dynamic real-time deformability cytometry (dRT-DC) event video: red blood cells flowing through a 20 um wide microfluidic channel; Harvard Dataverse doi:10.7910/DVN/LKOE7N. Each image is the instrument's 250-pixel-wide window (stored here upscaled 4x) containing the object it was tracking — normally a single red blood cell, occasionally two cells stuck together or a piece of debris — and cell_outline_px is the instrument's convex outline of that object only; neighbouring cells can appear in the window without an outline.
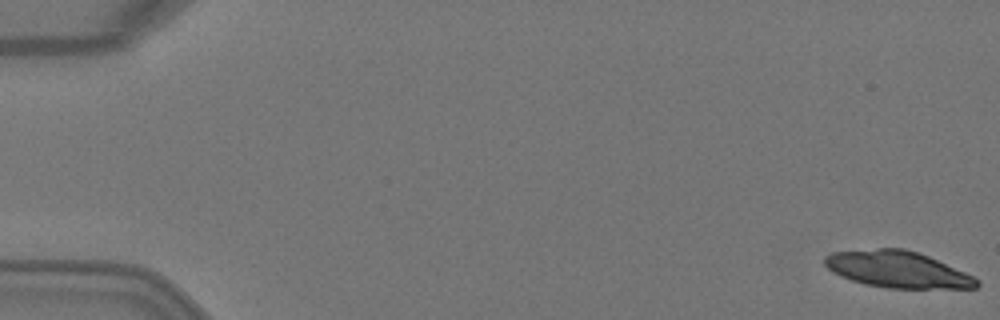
{"species": "Egyptian fruit bat (a non-hibernating species)", "species_latin": "Rousettus aegyptiacus", "temperature_condition": "warm", "stored_images_in_passage": 4, "camera_frame_rate_fps": 3000, "um_per_image_px": 0.085, "animal": {"sex": "female"}, "frame": {"image": 1, "passage_image": 1, "time_ms": 0.0, "image_size_px": [1000, 320], "cell_outline_px": [[980, 284], [976, 288], [888, 288], [864, 284], [840, 276], [832, 272], [824, 264], [824, 256], [832, 252], [876, 248], [904, 248], [928, 256], [964, 272], [980, 280]], "centroid_in_image_um": [76.26, 22.9], "position_along_channel_um": 8.7, "area_um2": 32.25}}